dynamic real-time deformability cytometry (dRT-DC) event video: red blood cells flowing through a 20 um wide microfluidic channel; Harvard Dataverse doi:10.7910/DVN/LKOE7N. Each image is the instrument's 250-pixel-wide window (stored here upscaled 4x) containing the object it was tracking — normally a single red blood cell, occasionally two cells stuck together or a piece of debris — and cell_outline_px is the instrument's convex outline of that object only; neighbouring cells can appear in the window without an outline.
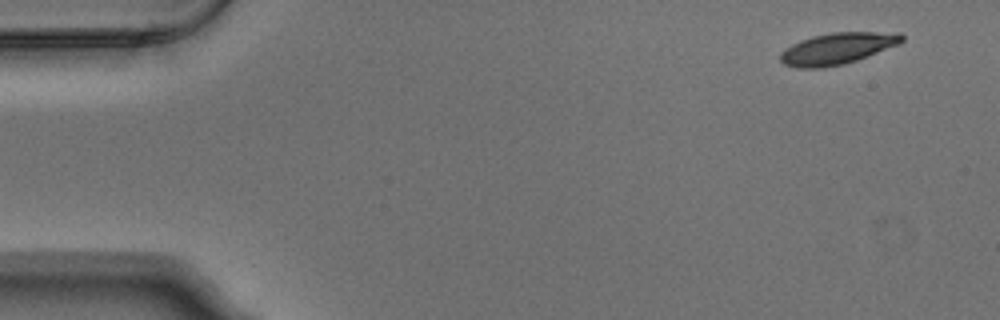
{"species": "Egyptian fruit bat (a non-hibernating species)", "species_latin": "Rousettus aegyptiacus", "temperature_condition": "warm", "stored_images_in_passage": 5, "camera_frame_rate_fps": 3000, "um_per_image_px": 0.085, "animal": {"sex": "male"}, "frame": {"image": 1, "passage_image": 1, "time_ms": 0.0, "image_size_px": [1000, 320], "cell_outline_px": [[904, 40], [900, 44], [856, 60], [844, 64], [824, 68], [796, 68], [784, 64], [780, 60], [780, 52], [784, 48], [800, 40], [812, 36], [832, 32], [900, 32], [904, 36]], "centroid_in_image_um": [71.17, 4.12], "position_along_channel_um": 13.8, "area_um2": 22.48}}
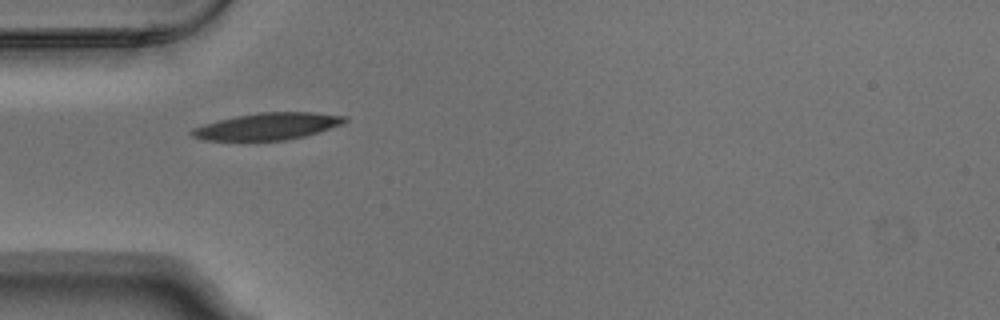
{"frame": {"image": 2, "passage_image": 4, "time_ms": 1.0, "image_size_px": [1000, 320], "cell_outline_px": [[348, 120], [344, 124], [304, 136], [284, 140], [204, 140], [192, 136], [188, 132], [192, 128], [204, 124], [236, 116], [260, 112], [312, 112], [348, 116]], "centroid_in_image_um": [22.77, 10.73], "position_along_channel_um": 62.2, "area_um2": 23.87}}
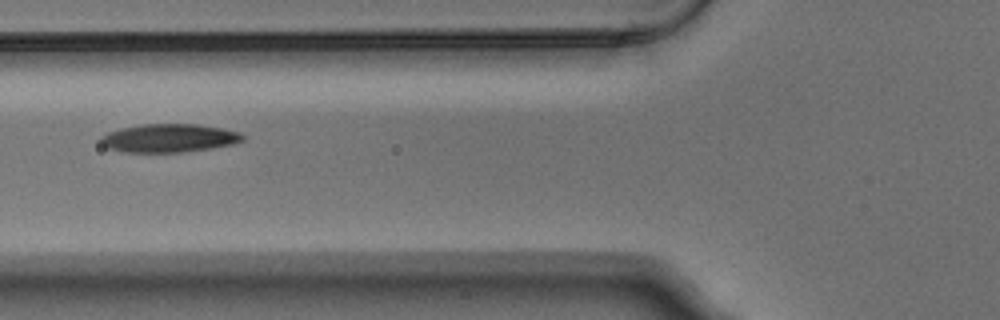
{"frame": {"image": 3, "passage_image": 5, "time_ms": 1.333, "image_size_px": [1000, 320], "cell_outline_px": [[244, 140], [232, 144], [212, 148], [180, 152], [120, 152], [108, 148], [100, 144], [100, 136], [108, 132], [120, 128], [140, 124], [196, 124], [224, 128], [240, 132], [244, 136]], "centroid_in_image_um": [14.34, 11.73], "position_along_channel_um": 111.5, "area_um2": 23.64}}